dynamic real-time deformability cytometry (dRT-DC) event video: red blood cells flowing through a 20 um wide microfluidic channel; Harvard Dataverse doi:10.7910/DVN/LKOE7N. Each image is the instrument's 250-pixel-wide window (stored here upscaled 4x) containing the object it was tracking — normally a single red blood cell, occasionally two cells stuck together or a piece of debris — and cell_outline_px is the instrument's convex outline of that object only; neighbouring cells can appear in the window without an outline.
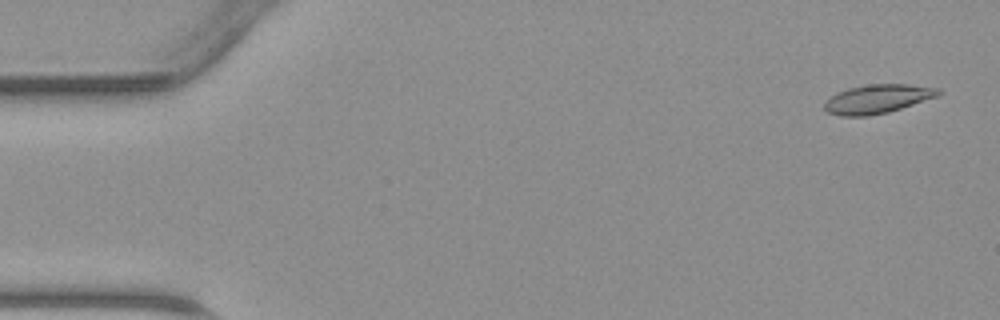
{"species": "common noctule bat (a hibernating species)", "species_latin": "Nyctalus noctula", "temperature_condition": "warm", "stored_images_in_passage": 46, "camera_frame_rate_fps": 3000, "um_per_image_px": 0.085, "animal": {"sex": "male", "body_mass_g": 23.1, "forearm_length_mm": 52.7}, "frame": {"image": 1, "passage_image": 2, "time_ms": 0.333, "image_size_px": [1000, 320], "cell_outline_px": [[944, 92], [940, 96], [888, 112], [868, 116], [840, 116], [828, 112], [824, 108], [824, 104], [836, 92], [848, 88], [868, 84], [908, 84], [940, 88]], "centroid_in_image_um": [74.65, 8.4], "position_along_channel_um": 10.4, "area_um2": 19.31}}
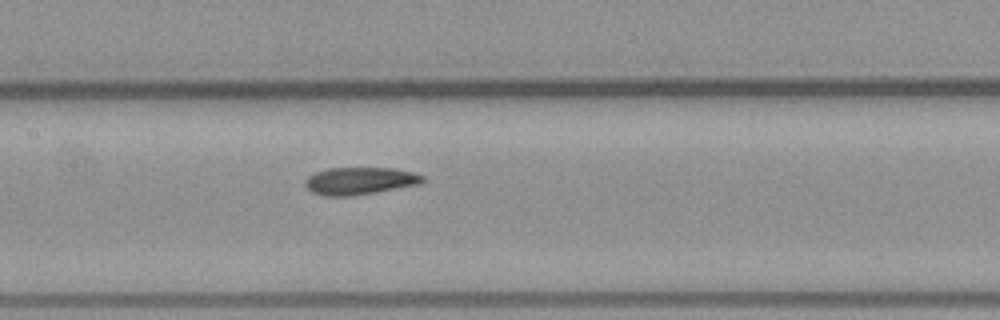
{"frame": {"image": 2, "passage_image": 22, "time_ms": 7.0, "image_size_px": [1000, 320], "cell_outline_px": [[424, 180], [420, 184], [376, 192], [352, 196], [324, 196], [312, 192], [304, 184], [304, 180], [308, 176], [316, 172], [328, 168], [392, 168], [412, 172], [424, 176]], "centroid_in_image_um": [30.56, 15.38], "position_along_channel_um": 176.8, "area_um2": 18.73}}
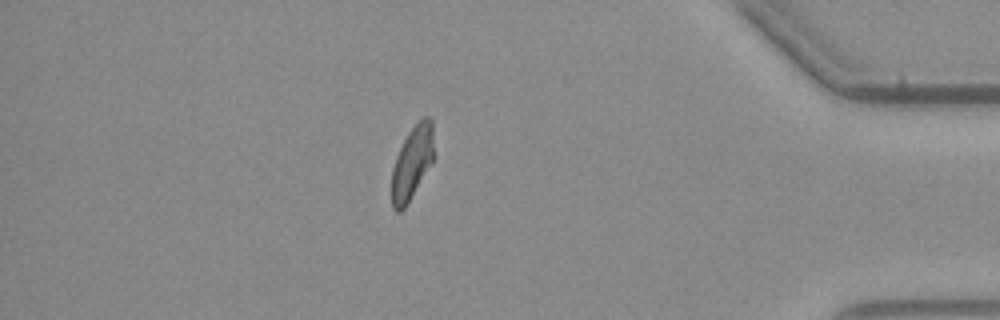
{"frame": {"image": 3, "passage_image": 40, "time_ms": 13.0, "image_size_px": [1000, 320], "cell_outline_px": [[432, 164], [404, 208], [400, 212], [396, 212], [392, 208], [392, 168], [396, 156], [408, 132], [424, 116], [428, 116], [432, 120]], "centroid_in_image_um": [35.01, 13.86], "position_along_channel_um": 400.2, "area_um2": 17.63}}